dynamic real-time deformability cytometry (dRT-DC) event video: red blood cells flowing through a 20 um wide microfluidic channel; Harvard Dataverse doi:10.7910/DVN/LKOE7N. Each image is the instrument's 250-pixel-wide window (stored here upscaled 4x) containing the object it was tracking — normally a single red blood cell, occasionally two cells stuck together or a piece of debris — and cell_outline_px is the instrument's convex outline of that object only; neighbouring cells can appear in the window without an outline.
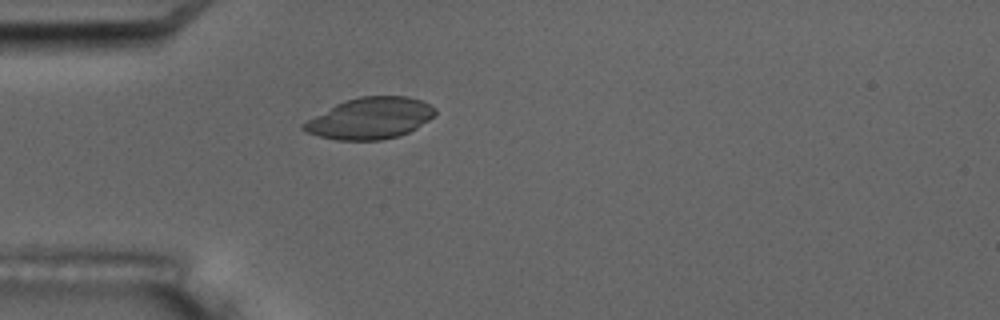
{"species": "common noctule bat (a hibernating species)", "species_latin": "Nyctalus noctula", "temperature_condition": "room temperature", "stored_images_in_passage": 3, "camera_frame_rate_fps": 3000, "um_per_image_px": 0.085, "animal": {"sex": "male", "body_mass_g": 17.5, "forearm_length_mm": 52.3}, "frame": {"image": 1, "passage_image": 3, "time_ms": 2.333, "image_size_px": [1000, 320], "cell_outline_px": [[436, 116], [416, 128], [400, 136], [380, 140], [336, 140], [320, 136], [308, 132], [300, 128], [300, 124], [336, 104], [344, 100], [360, 96], [408, 96], [420, 100], [436, 108]], "centroid_in_image_um": [31.48, 10.05], "position_along_channel_um": 53.5, "area_um2": 31.73}}